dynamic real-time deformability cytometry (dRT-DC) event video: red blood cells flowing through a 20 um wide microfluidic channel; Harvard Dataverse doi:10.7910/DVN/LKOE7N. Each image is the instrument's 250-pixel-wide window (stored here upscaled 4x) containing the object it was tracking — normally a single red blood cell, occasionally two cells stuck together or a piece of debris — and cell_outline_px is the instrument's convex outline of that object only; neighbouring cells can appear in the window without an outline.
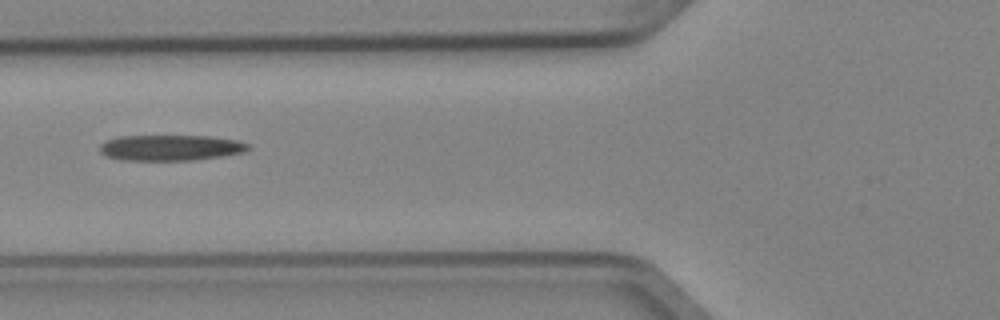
{"species": "Egyptian fruit bat (a non-hibernating species)", "species_latin": "Rousettus aegyptiacus", "temperature_condition": "cold", "stored_images_in_passage": 2, "camera_frame_rate_fps": 3000, "um_per_image_px": 0.085, "animal": {"sex": "female"}, "frame": {"image": 1, "passage_image": 2, "time_ms": 0.333, "image_size_px": [1000, 320], "cell_outline_px": [[252, 148], [244, 152], [220, 156], [192, 160], [120, 160], [108, 156], [100, 152], [100, 144], [108, 140], [120, 136], [208, 136], [236, 140], [248, 144]], "centroid_in_image_um": [14.5, 12.55], "position_along_channel_um": 111.3, "area_um2": 22.08}}